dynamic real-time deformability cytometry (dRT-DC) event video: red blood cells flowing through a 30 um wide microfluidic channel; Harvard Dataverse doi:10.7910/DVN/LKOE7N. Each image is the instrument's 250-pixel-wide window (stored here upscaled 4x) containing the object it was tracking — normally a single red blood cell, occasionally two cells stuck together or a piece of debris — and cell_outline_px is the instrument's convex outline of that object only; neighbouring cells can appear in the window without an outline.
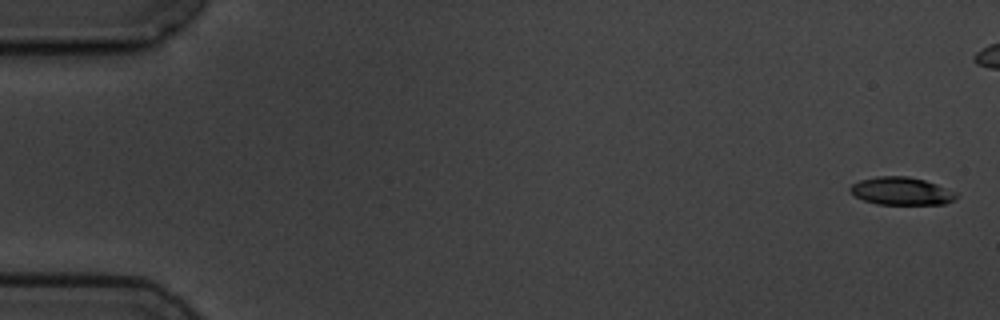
{"species": "common noctule bat (a hibernating species)", "species_latin": "Nyctalus noctula", "temperature_condition": "cold", "stored_images_in_passage": 3, "camera_frame_rate_fps": 3000, "um_per_image_px": 0.085, "animal": {"sex": "male", "body_mass_g": 19.5, "forearm_length_mm": 54.6}, "frame": {"image": 1, "passage_image": 1, "time_ms": 0.0, "image_size_px": [1000, 320], "cell_outline_px": [[956, 196], [952, 200], [944, 204], [876, 204], [864, 200], [856, 196], [848, 188], [852, 184], [860, 180], [876, 176], [908, 176], [924, 180], [936, 184], [956, 192]], "centroid_in_image_um": [76.59, 16.23], "position_along_channel_um": 8.4, "area_um2": 16.99}}